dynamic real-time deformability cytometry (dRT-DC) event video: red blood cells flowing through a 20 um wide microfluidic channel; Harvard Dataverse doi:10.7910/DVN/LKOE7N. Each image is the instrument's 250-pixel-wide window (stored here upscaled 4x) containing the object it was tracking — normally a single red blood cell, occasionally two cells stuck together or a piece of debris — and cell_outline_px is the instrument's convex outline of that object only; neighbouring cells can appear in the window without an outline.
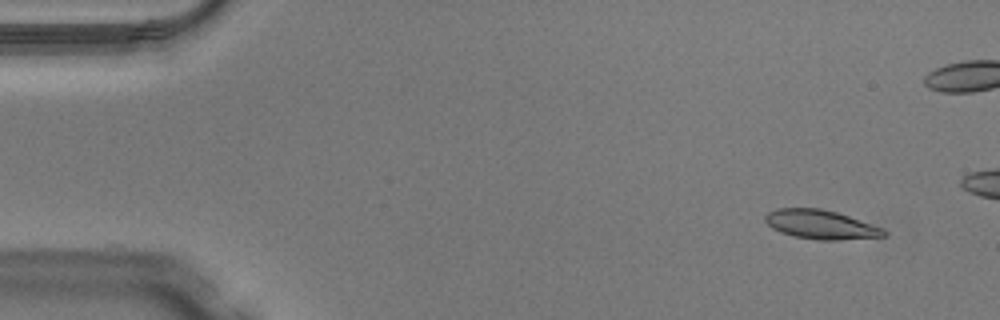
{"species": "Egyptian fruit bat (a non-hibernating species)", "species_latin": "Rousettus aegyptiacus", "temperature_condition": "warm", "stored_images_in_passage": 12, "camera_frame_rate_fps": 3000, "um_per_image_px": 0.085, "animal": {"sex": "male"}, "frame": {"image": 1, "passage_image": 1, "time_ms": 0.0, "image_size_px": [1000, 320], "cell_outline_px": [[888, 232], [884, 236], [836, 240], [820, 240], [792, 236], [780, 232], [772, 228], [764, 220], [764, 216], [768, 212], [776, 208], [820, 208], [836, 212], [884, 228]], "centroid_in_image_um": [69.74, 19.08], "position_along_channel_um": 15.3, "area_um2": 20.06}}